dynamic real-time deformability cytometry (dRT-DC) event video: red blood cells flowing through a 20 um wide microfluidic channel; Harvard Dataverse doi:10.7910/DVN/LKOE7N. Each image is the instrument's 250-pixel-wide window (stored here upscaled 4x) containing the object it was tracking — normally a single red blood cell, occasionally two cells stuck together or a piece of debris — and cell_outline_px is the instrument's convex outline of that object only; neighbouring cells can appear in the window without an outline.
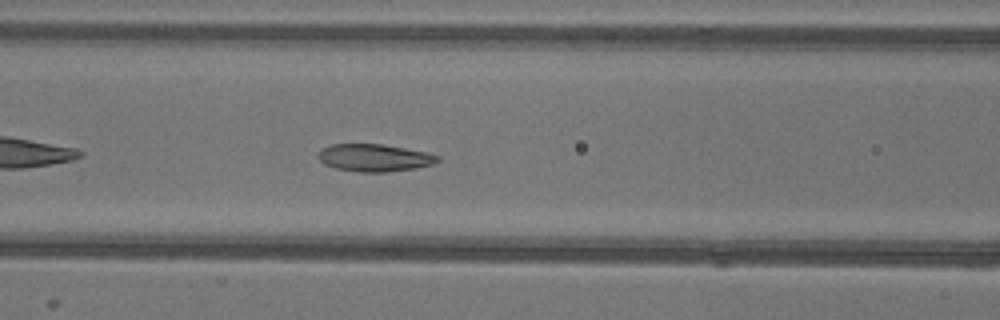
{"species": "common noctule bat (a hibernating species)", "species_latin": "Nyctalus noctula", "temperature_condition": "warm", "stored_images_in_passage": 32, "camera_frame_rate_fps": 3000, "um_per_image_px": 0.085, "animal": {"sex": "female"}, "frame": {"image": 1, "passage_image": 9, "time_ms": 2.667, "image_size_px": [1000, 320], "cell_outline_px": [[440, 160], [432, 164], [416, 168], [388, 172], [360, 172], [336, 168], [324, 164], [316, 156], [320, 148], [332, 144], [384, 144], [428, 152], [440, 156]], "centroid_in_image_um": [31.82, 13.4], "position_along_channel_um": 134.8, "area_um2": 19.31}}
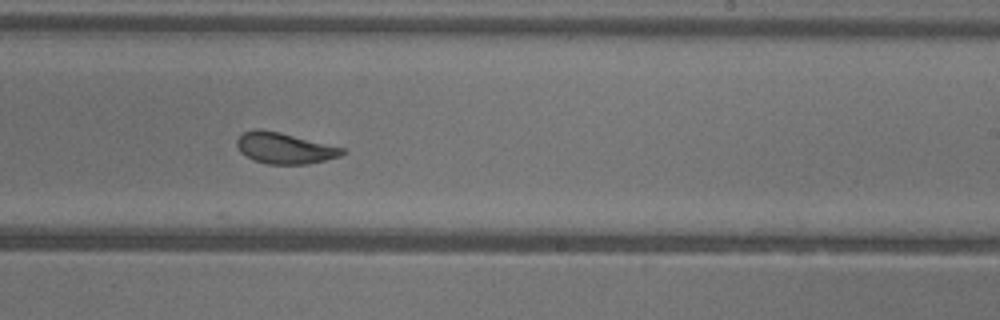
{"frame": {"image": 2, "passage_image": 19, "time_ms": 6.0, "image_size_px": [1000, 320], "cell_outline_px": [[344, 152], [340, 156], [308, 164], [268, 164], [256, 160], [240, 152], [236, 144], [236, 140], [244, 132], [256, 128], [260, 128], [280, 132], [344, 148]], "centroid_in_image_um": [24.16, 12.58], "position_along_channel_um": 264.8, "area_um2": 18.84}}
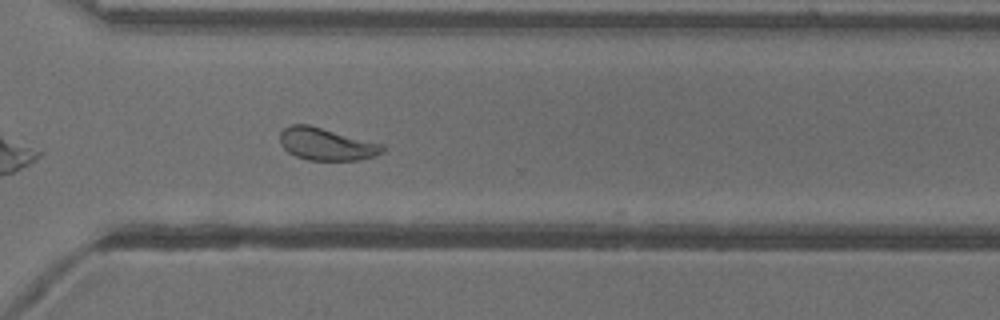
{"frame": {"image": 3, "passage_image": 25, "time_ms": 8.0, "image_size_px": [1000, 320], "cell_outline_px": [[384, 152], [376, 156], [360, 160], [308, 160], [296, 156], [288, 152], [280, 144], [280, 132], [284, 128], [292, 124], [308, 124], [384, 144]], "centroid_in_image_um": [27.76, 12.25], "position_along_channel_um": 342.8, "area_um2": 19.48}, "authors_computed_cell_mechanics": {"area_um2": 19.4497, "velocity_mm_per_s": 3.909, "shape_relaxation_time_tau1_ms": 4.2623, "shape_relaxation_time_tau2_ms": 1.1465, "deformation_change_tau1": 0.1349, "deformation_change_tau2": 0.0634}}